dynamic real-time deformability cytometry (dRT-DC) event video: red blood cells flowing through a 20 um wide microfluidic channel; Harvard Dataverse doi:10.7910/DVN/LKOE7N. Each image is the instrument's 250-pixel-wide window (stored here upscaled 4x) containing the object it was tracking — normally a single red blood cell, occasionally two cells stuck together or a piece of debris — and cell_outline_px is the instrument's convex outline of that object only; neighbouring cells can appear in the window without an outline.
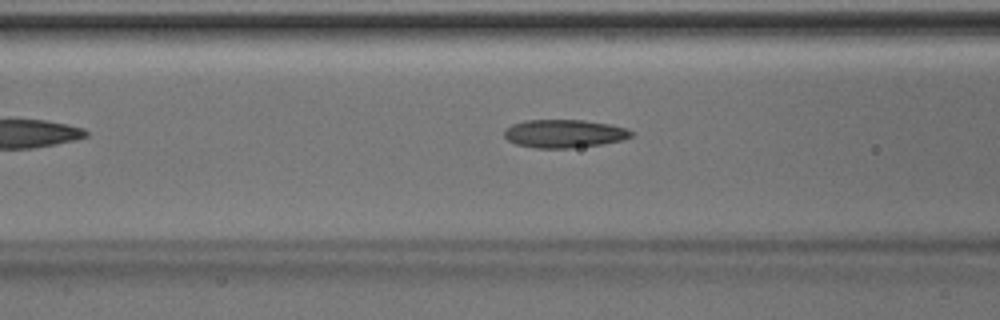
{"species": "Egyptian fruit bat (a non-hibernating species)", "species_latin": "Rousettus aegyptiacus", "temperature_condition": "room temperature", "stored_images_in_passage": 5, "camera_frame_rate_fps": 3000, "um_per_image_px": 0.085, "animal": {"sex": "male"}, "frame": {"image": 1, "passage_image": 4, "time_ms": 1.0, "image_size_px": [1000, 320], "cell_outline_px": [[632, 136], [624, 140], [600, 144], [568, 148], [536, 148], [516, 144], [508, 140], [504, 136], [504, 128], [512, 124], [524, 120], [584, 120], [608, 124], [628, 128], [632, 132]], "centroid_in_image_um": [47.94, 11.35], "position_along_channel_um": 118.7, "area_um2": 20.87}}
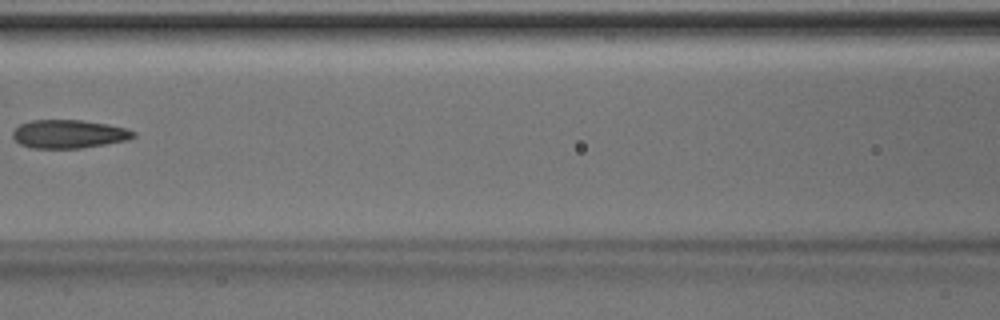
{"frame": {"image": 2, "passage_image": 5, "time_ms": 1.333, "image_size_px": [1000, 320], "cell_outline_px": [[136, 136], [128, 140], [80, 148], [32, 148], [20, 144], [12, 136], [12, 132], [20, 124], [32, 120], [80, 120], [108, 124], [124, 128], [136, 132]], "centroid_in_image_um": [5.85, 11.39], "position_along_channel_um": 160.8, "area_um2": 19.88}}